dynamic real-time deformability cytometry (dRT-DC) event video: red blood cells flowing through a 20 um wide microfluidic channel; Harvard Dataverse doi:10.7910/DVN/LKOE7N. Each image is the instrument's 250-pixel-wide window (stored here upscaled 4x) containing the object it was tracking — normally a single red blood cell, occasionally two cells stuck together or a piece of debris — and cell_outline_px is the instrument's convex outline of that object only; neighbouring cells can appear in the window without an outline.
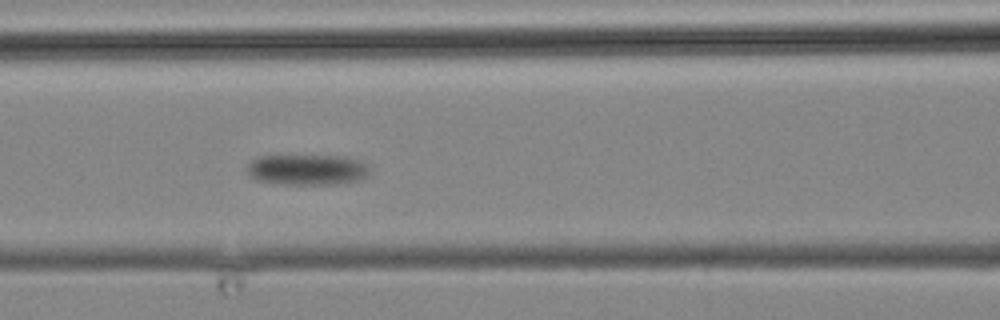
{"species": "common noctule bat (a hibernating species)", "species_latin": "Nyctalus noctula", "temperature_condition": "cold", "stored_images_in_passage": 6, "camera_frame_rate_fps": 3000, "um_per_image_px": 0.085, "animal": {"sex": "male", "body_mass_g": 19.2, "forearm_length_mm": 51.8}, "frame": {"image": 1, "passage_image": 6, "time_ms": 6.0, "image_size_px": [1000, 320], "cell_outline_px": [[368, 172], [360, 180], [336, 184], [284, 184], [256, 180], [248, 176], [244, 168], [256, 156], [340, 156], [356, 160], [364, 164], [368, 168]], "centroid_in_image_um": [26.0, 14.43], "position_along_channel_um": 140.6, "area_um2": 21.79}}